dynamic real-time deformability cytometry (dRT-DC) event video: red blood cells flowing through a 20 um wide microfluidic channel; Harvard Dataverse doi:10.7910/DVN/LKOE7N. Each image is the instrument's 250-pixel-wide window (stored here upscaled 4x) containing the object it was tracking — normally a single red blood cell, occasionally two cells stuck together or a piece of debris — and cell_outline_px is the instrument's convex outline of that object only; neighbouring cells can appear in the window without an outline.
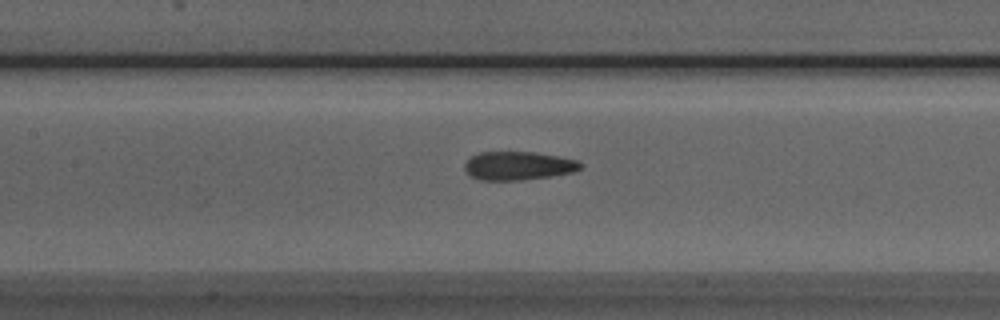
{"species": "Egyptian fruit bat (a non-hibernating species)", "species_latin": "Rousettus aegyptiacus", "temperature_condition": "room temperature", "stored_images_in_passage": 33, "camera_frame_rate_fps": 3000, "um_per_image_px": 0.085, "animal": {"sex": "male"}, "frame": {"image": 1, "passage_image": 12, "time_ms": 3.667, "image_size_px": [1000, 320], "cell_outline_px": [[584, 168], [576, 172], [552, 176], [520, 180], [480, 180], [472, 176], [464, 168], [464, 164], [476, 152], [536, 152], [576, 160], [584, 164]], "centroid_in_image_um": [44.1, 14.09], "position_along_channel_um": 163.3, "area_um2": 19.36}}
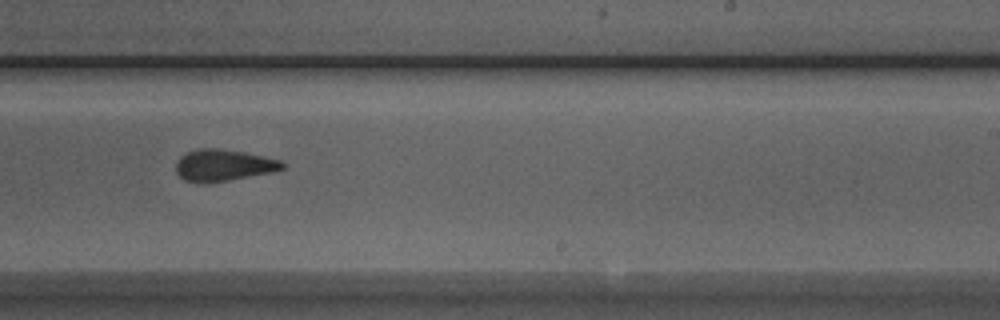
{"frame": {"image": 2, "passage_image": 20, "time_ms": 6.333, "image_size_px": [1000, 320], "cell_outline_px": [[284, 168], [272, 172], [228, 180], [184, 180], [176, 172], [176, 160], [184, 152], [200, 148], [216, 148], [244, 152], [264, 156], [280, 160], [284, 164]], "centroid_in_image_um": [18.99, 14.0], "position_along_channel_um": 270.0, "area_um2": 19.07}}
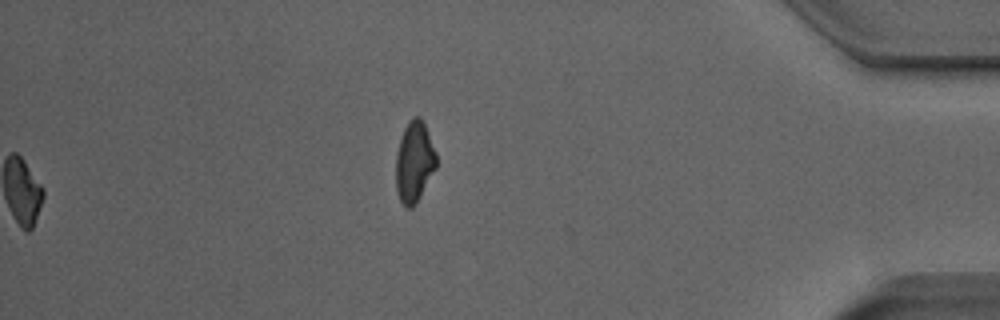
{"frame": {"image": 3, "passage_image": 33, "time_ms": 10.667, "image_size_px": [1000, 320], "cell_outline_px": [[436, 168], [412, 208], [404, 208], [400, 200], [396, 188], [396, 156], [400, 140], [404, 128], [408, 120], [412, 116], [420, 116], [424, 124], [436, 152]], "centroid_in_image_um": [35.2, 13.74], "position_along_channel_um": 400.0, "area_um2": 18.84}, "authors_computed_cell_mechanics": {"area_um2": 19.8832, "velocity_mm_per_s": 4.0087, "shape_relaxation_time_tau1_ms": 10.0242, "shape_relaxation_time_tau2_ms": 1.916, "deformation_change_tau1": 0.2101, "deformation_change_tau2": 0.0851}}